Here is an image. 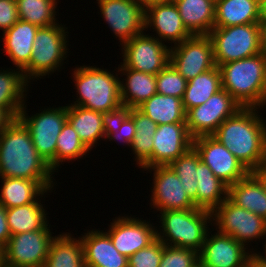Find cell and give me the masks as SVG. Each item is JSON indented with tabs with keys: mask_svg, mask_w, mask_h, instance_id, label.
<instances>
[{
	"mask_svg": "<svg viewBox=\"0 0 266 267\" xmlns=\"http://www.w3.org/2000/svg\"><path fill=\"white\" fill-rule=\"evenodd\" d=\"M260 109L240 108L212 135L250 172L259 168L266 149V120Z\"/></svg>",
	"mask_w": 266,
	"mask_h": 267,
	"instance_id": "6da1fadb",
	"label": "cell"
},
{
	"mask_svg": "<svg viewBox=\"0 0 266 267\" xmlns=\"http://www.w3.org/2000/svg\"><path fill=\"white\" fill-rule=\"evenodd\" d=\"M53 174L34 147L27 127L15 118L0 134V177L54 181Z\"/></svg>",
	"mask_w": 266,
	"mask_h": 267,
	"instance_id": "7a4b0ae2",
	"label": "cell"
},
{
	"mask_svg": "<svg viewBox=\"0 0 266 267\" xmlns=\"http://www.w3.org/2000/svg\"><path fill=\"white\" fill-rule=\"evenodd\" d=\"M78 67V68H77ZM110 71L97 66H76L72 74L77 99L73 106H82L101 112L110 118L124 110L120 96V77L116 70Z\"/></svg>",
	"mask_w": 266,
	"mask_h": 267,
	"instance_id": "3957f363",
	"label": "cell"
},
{
	"mask_svg": "<svg viewBox=\"0 0 266 267\" xmlns=\"http://www.w3.org/2000/svg\"><path fill=\"white\" fill-rule=\"evenodd\" d=\"M222 89L242 108L266 106V56L263 53L219 66Z\"/></svg>",
	"mask_w": 266,
	"mask_h": 267,
	"instance_id": "277c9868",
	"label": "cell"
},
{
	"mask_svg": "<svg viewBox=\"0 0 266 267\" xmlns=\"http://www.w3.org/2000/svg\"><path fill=\"white\" fill-rule=\"evenodd\" d=\"M159 213L161 225L160 228H156V238L164 245L192 249L198 253L201 251L210 231L209 225H212L210 211L194 208Z\"/></svg>",
	"mask_w": 266,
	"mask_h": 267,
	"instance_id": "5b68a950",
	"label": "cell"
},
{
	"mask_svg": "<svg viewBox=\"0 0 266 267\" xmlns=\"http://www.w3.org/2000/svg\"><path fill=\"white\" fill-rule=\"evenodd\" d=\"M67 28L62 23L39 27L33 43L30 62L22 69L29 83L32 82L31 80H39L46 75L49 77V74L62 69L61 66L69 53Z\"/></svg>",
	"mask_w": 266,
	"mask_h": 267,
	"instance_id": "8992f818",
	"label": "cell"
},
{
	"mask_svg": "<svg viewBox=\"0 0 266 267\" xmlns=\"http://www.w3.org/2000/svg\"><path fill=\"white\" fill-rule=\"evenodd\" d=\"M216 66L261 53L258 23L214 27L208 34Z\"/></svg>",
	"mask_w": 266,
	"mask_h": 267,
	"instance_id": "52a82bcc",
	"label": "cell"
},
{
	"mask_svg": "<svg viewBox=\"0 0 266 267\" xmlns=\"http://www.w3.org/2000/svg\"><path fill=\"white\" fill-rule=\"evenodd\" d=\"M26 107L27 104L21 109L18 118L27 127L38 154L55 173L57 138L67 121V106L44 108L31 116L28 115Z\"/></svg>",
	"mask_w": 266,
	"mask_h": 267,
	"instance_id": "ba28073f",
	"label": "cell"
},
{
	"mask_svg": "<svg viewBox=\"0 0 266 267\" xmlns=\"http://www.w3.org/2000/svg\"><path fill=\"white\" fill-rule=\"evenodd\" d=\"M211 214L215 230L233 237L247 249L249 242L251 244V241L266 239V220L251 211L236 206L228 198Z\"/></svg>",
	"mask_w": 266,
	"mask_h": 267,
	"instance_id": "9c48e42d",
	"label": "cell"
},
{
	"mask_svg": "<svg viewBox=\"0 0 266 267\" xmlns=\"http://www.w3.org/2000/svg\"><path fill=\"white\" fill-rule=\"evenodd\" d=\"M122 60L118 68H131L157 75L170 63L171 46L143 32L121 45Z\"/></svg>",
	"mask_w": 266,
	"mask_h": 267,
	"instance_id": "30bf717a",
	"label": "cell"
},
{
	"mask_svg": "<svg viewBox=\"0 0 266 267\" xmlns=\"http://www.w3.org/2000/svg\"><path fill=\"white\" fill-rule=\"evenodd\" d=\"M242 108L233 97L221 89L213 94L206 103L193 107L186 112V124L190 136H212L227 118Z\"/></svg>",
	"mask_w": 266,
	"mask_h": 267,
	"instance_id": "8fae6325",
	"label": "cell"
},
{
	"mask_svg": "<svg viewBox=\"0 0 266 267\" xmlns=\"http://www.w3.org/2000/svg\"><path fill=\"white\" fill-rule=\"evenodd\" d=\"M52 233L49 224L42 230L11 235L4 247L5 267H44L55 238Z\"/></svg>",
	"mask_w": 266,
	"mask_h": 267,
	"instance_id": "7c38bea8",
	"label": "cell"
},
{
	"mask_svg": "<svg viewBox=\"0 0 266 267\" xmlns=\"http://www.w3.org/2000/svg\"><path fill=\"white\" fill-rule=\"evenodd\" d=\"M170 64L187 80L214 68L213 45L208 35H192L172 45Z\"/></svg>",
	"mask_w": 266,
	"mask_h": 267,
	"instance_id": "4fadbf2b",
	"label": "cell"
},
{
	"mask_svg": "<svg viewBox=\"0 0 266 267\" xmlns=\"http://www.w3.org/2000/svg\"><path fill=\"white\" fill-rule=\"evenodd\" d=\"M97 1L101 18H104L120 45L145 31V8L135 0Z\"/></svg>",
	"mask_w": 266,
	"mask_h": 267,
	"instance_id": "5bb4252c",
	"label": "cell"
},
{
	"mask_svg": "<svg viewBox=\"0 0 266 267\" xmlns=\"http://www.w3.org/2000/svg\"><path fill=\"white\" fill-rule=\"evenodd\" d=\"M153 171V184L151 187L150 206L156 212L166 210H187L196 208L193 200L185 192L183 182L168 166H152L143 171ZM153 206V207H152Z\"/></svg>",
	"mask_w": 266,
	"mask_h": 267,
	"instance_id": "9a60e30c",
	"label": "cell"
},
{
	"mask_svg": "<svg viewBox=\"0 0 266 267\" xmlns=\"http://www.w3.org/2000/svg\"><path fill=\"white\" fill-rule=\"evenodd\" d=\"M193 147L214 175L228 186L250 173L242 162L213 136L194 138Z\"/></svg>",
	"mask_w": 266,
	"mask_h": 267,
	"instance_id": "2e32d148",
	"label": "cell"
},
{
	"mask_svg": "<svg viewBox=\"0 0 266 267\" xmlns=\"http://www.w3.org/2000/svg\"><path fill=\"white\" fill-rule=\"evenodd\" d=\"M137 218L132 215L115 217L106 232L118 252L127 258L156 239L157 227L150 219Z\"/></svg>",
	"mask_w": 266,
	"mask_h": 267,
	"instance_id": "e0dca14e",
	"label": "cell"
},
{
	"mask_svg": "<svg viewBox=\"0 0 266 267\" xmlns=\"http://www.w3.org/2000/svg\"><path fill=\"white\" fill-rule=\"evenodd\" d=\"M216 231L214 234L208 232L199 252V261L205 267H248L253 248L247 250L233 237Z\"/></svg>",
	"mask_w": 266,
	"mask_h": 267,
	"instance_id": "ac0fdd59",
	"label": "cell"
},
{
	"mask_svg": "<svg viewBox=\"0 0 266 267\" xmlns=\"http://www.w3.org/2000/svg\"><path fill=\"white\" fill-rule=\"evenodd\" d=\"M145 31L152 28L154 36L163 43L174 45L182 43L192 34L187 30L182 22L178 8L173 0L160 1L149 4L145 7L144 16ZM147 29V30H146ZM170 41V42H169Z\"/></svg>",
	"mask_w": 266,
	"mask_h": 267,
	"instance_id": "d6986e66",
	"label": "cell"
},
{
	"mask_svg": "<svg viewBox=\"0 0 266 267\" xmlns=\"http://www.w3.org/2000/svg\"><path fill=\"white\" fill-rule=\"evenodd\" d=\"M193 147L186 122L158 125L153 136L152 166H168Z\"/></svg>",
	"mask_w": 266,
	"mask_h": 267,
	"instance_id": "ffe728a7",
	"label": "cell"
},
{
	"mask_svg": "<svg viewBox=\"0 0 266 267\" xmlns=\"http://www.w3.org/2000/svg\"><path fill=\"white\" fill-rule=\"evenodd\" d=\"M86 267H128V258L114 247L106 230H88L80 237Z\"/></svg>",
	"mask_w": 266,
	"mask_h": 267,
	"instance_id": "44dd1931",
	"label": "cell"
},
{
	"mask_svg": "<svg viewBox=\"0 0 266 267\" xmlns=\"http://www.w3.org/2000/svg\"><path fill=\"white\" fill-rule=\"evenodd\" d=\"M67 121L90 151L101 139L106 141L109 116L82 106L67 104Z\"/></svg>",
	"mask_w": 266,
	"mask_h": 267,
	"instance_id": "7402d4cb",
	"label": "cell"
},
{
	"mask_svg": "<svg viewBox=\"0 0 266 267\" xmlns=\"http://www.w3.org/2000/svg\"><path fill=\"white\" fill-rule=\"evenodd\" d=\"M0 180L2 182L0 204L6 209L42 199L45 194L52 192L54 185L57 184L53 181H35L25 178L0 177Z\"/></svg>",
	"mask_w": 266,
	"mask_h": 267,
	"instance_id": "603a6c76",
	"label": "cell"
},
{
	"mask_svg": "<svg viewBox=\"0 0 266 267\" xmlns=\"http://www.w3.org/2000/svg\"><path fill=\"white\" fill-rule=\"evenodd\" d=\"M39 26L19 20L3 32V50L18 69L22 70L31 59L33 43Z\"/></svg>",
	"mask_w": 266,
	"mask_h": 267,
	"instance_id": "cb8c5ba5",
	"label": "cell"
},
{
	"mask_svg": "<svg viewBox=\"0 0 266 267\" xmlns=\"http://www.w3.org/2000/svg\"><path fill=\"white\" fill-rule=\"evenodd\" d=\"M120 77V96L124 110L137 108L157 93L156 75L131 68H117Z\"/></svg>",
	"mask_w": 266,
	"mask_h": 267,
	"instance_id": "d4e9b609",
	"label": "cell"
},
{
	"mask_svg": "<svg viewBox=\"0 0 266 267\" xmlns=\"http://www.w3.org/2000/svg\"><path fill=\"white\" fill-rule=\"evenodd\" d=\"M228 199L236 206L266 220V191L261 180L253 172L228 186Z\"/></svg>",
	"mask_w": 266,
	"mask_h": 267,
	"instance_id": "484cf974",
	"label": "cell"
},
{
	"mask_svg": "<svg viewBox=\"0 0 266 267\" xmlns=\"http://www.w3.org/2000/svg\"><path fill=\"white\" fill-rule=\"evenodd\" d=\"M192 35H208L215 23V0H173Z\"/></svg>",
	"mask_w": 266,
	"mask_h": 267,
	"instance_id": "4316f807",
	"label": "cell"
},
{
	"mask_svg": "<svg viewBox=\"0 0 266 267\" xmlns=\"http://www.w3.org/2000/svg\"><path fill=\"white\" fill-rule=\"evenodd\" d=\"M260 0H216L214 27L259 23Z\"/></svg>",
	"mask_w": 266,
	"mask_h": 267,
	"instance_id": "83f0119b",
	"label": "cell"
},
{
	"mask_svg": "<svg viewBox=\"0 0 266 267\" xmlns=\"http://www.w3.org/2000/svg\"><path fill=\"white\" fill-rule=\"evenodd\" d=\"M124 111L134 120L136 128L134 139L130 144L136 164L142 169L152 167L153 136L158 124L138 108H130Z\"/></svg>",
	"mask_w": 266,
	"mask_h": 267,
	"instance_id": "f1b7e54d",
	"label": "cell"
},
{
	"mask_svg": "<svg viewBox=\"0 0 266 267\" xmlns=\"http://www.w3.org/2000/svg\"><path fill=\"white\" fill-rule=\"evenodd\" d=\"M0 70V108L6 109L14 118L26 104L29 82L22 70L15 68Z\"/></svg>",
	"mask_w": 266,
	"mask_h": 267,
	"instance_id": "f546056e",
	"label": "cell"
},
{
	"mask_svg": "<svg viewBox=\"0 0 266 267\" xmlns=\"http://www.w3.org/2000/svg\"><path fill=\"white\" fill-rule=\"evenodd\" d=\"M44 267H86L83 245L71 233H61L51 241Z\"/></svg>",
	"mask_w": 266,
	"mask_h": 267,
	"instance_id": "4dcf8cb0",
	"label": "cell"
},
{
	"mask_svg": "<svg viewBox=\"0 0 266 267\" xmlns=\"http://www.w3.org/2000/svg\"><path fill=\"white\" fill-rule=\"evenodd\" d=\"M196 208L212 212L228 198V185L201 160L197 166Z\"/></svg>",
	"mask_w": 266,
	"mask_h": 267,
	"instance_id": "1f68e13d",
	"label": "cell"
},
{
	"mask_svg": "<svg viewBox=\"0 0 266 267\" xmlns=\"http://www.w3.org/2000/svg\"><path fill=\"white\" fill-rule=\"evenodd\" d=\"M43 205L41 199H38L30 204L6 209L11 235L44 229L49 224V216Z\"/></svg>",
	"mask_w": 266,
	"mask_h": 267,
	"instance_id": "d6a6232c",
	"label": "cell"
},
{
	"mask_svg": "<svg viewBox=\"0 0 266 267\" xmlns=\"http://www.w3.org/2000/svg\"><path fill=\"white\" fill-rule=\"evenodd\" d=\"M137 108L158 125L186 122L181 98L156 93Z\"/></svg>",
	"mask_w": 266,
	"mask_h": 267,
	"instance_id": "836d02e7",
	"label": "cell"
},
{
	"mask_svg": "<svg viewBox=\"0 0 266 267\" xmlns=\"http://www.w3.org/2000/svg\"><path fill=\"white\" fill-rule=\"evenodd\" d=\"M221 89V72L218 66L189 80L182 97L185 112L193 107L206 103L213 94Z\"/></svg>",
	"mask_w": 266,
	"mask_h": 267,
	"instance_id": "e575fe53",
	"label": "cell"
},
{
	"mask_svg": "<svg viewBox=\"0 0 266 267\" xmlns=\"http://www.w3.org/2000/svg\"><path fill=\"white\" fill-rule=\"evenodd\" d=\"M58 3V0H16L19 20L39 27L58 24L59 20H56Z\"/></svg>",
	"mask_w": 266,
	"mask_h": 267,
	"instance_id": "d590c367",
	"label": "cell"
},
{
	"mask_svg": "<svg viewBox=\"0 0 266 267\" xmlns=\"http://www.w3.org/2000/svg\"><path fill=\"white\" fill-rule=\"evenodd\" d=\"M90 153V150L84 145L78 137L77 132L72 125L66 121L57 138L56 155H55V172L64 162L70 163L76 159H83ZM63 162V164H62ZM61 163V164H60Z\"/></svg>",
	"mask_w": 266,
	"mask_h": 267,
	"instance_id": "8d00e7d4",
	"label": "cell"
},
{
	"mask_svg": "<svg viewBox=\"0 0 266 267\" xmlns=\"http://www.w3.org/2000/svg\"><path fill=\"white\" fill-rule=\"evenodd\" d=\"M201 161L199 153L191 147L186 153L175 159L169 166L173 169L180 181L183 182L185 192L193 200L196 207L197 194V166Z\"/></svg>",
	"mask_w": 266,
	"mask_h": 267,
	"instance_id": "74e56055",
	"label": "cell"
},
{
	"mask_svg": "<svg viewBox=\"0 0 266 267\" xmlns=\"http://www.w3.org/2000/svg\"><path fill=\"white\" fill-rule=\"evenodd\" d=\"M187 82L188 81L169 63L156 75L157 93L182 99Z\"/></svg>",
	"mask_w": 266,
	"mask_h": 267,
	"instance_id": "f35d334b",
	"label": "cell"
},
{
	"mask_svg": "<svg viewBox=\"0 0 266 267\" xmlns=\"http://www.w3.org/2000/svg\"><path fill=\"white\" fill-rule=\"evenodd\" d=\"M136 128L134 120L123 110L110 118L106 139L109 141H122L123 145L130 147Z\"/></svg>",
	"mask_w": 266,
	"mask_h": 267,
	"instance_id": "ab89813d",
	"label": "cell"
},
{
	"mask_svg": "<svg viewBox=\"0 0 266 267\" xmlns=\"http://www.w3.org/2000/svg\"><path fill=\"white\" fill-rule=\"evenodd\" d=\"M198 262V252L162 243V258L159 267H193Z\"/></svg>",
	"mask_w": 266,
	"mask_h": 267,
	"instance_id": "60d3db41",
	"label": "cell"
},
{
	"mask_svg": "<svg viewBox=\"0 0 266 267\" xmlns=\"http://www.w3.org/2000/svg\"><path fill=\"white\" fill-rule=\"evenodd\" d=\"M162 258V242L156 238L128 258V267H159Z\"/></svg>",
	"mask_w": 266,
	"mask_h": 267,
	"instance_id": "b9f144b4",
	"label": "cell"
},
{
	"mask_svg": "<svg viewBox=\"0 0 266 267\" xmlns=\"http://www.w3.org/2000/svg\"><path fill=\"white\" fill-rule=\"evenodd\" d=\"M18 21L16 0H0V30L5 32Z\"/></svg>",
	"mask_w": 266,
	"mask_h": 267,
	"instance_id": "7bdbcfd3",
	"label": "cell"
},
{
	"mask_svg": "<svg viewBox=\"0 0 266 267\" xmlns=\"http://www.w3.org/2000/svg\"><path fill=\"white\" fill-rule=\"evenodd\" d=\"M10 236L11 233L7 223L6 208L0 204V244L5 247Z\"/></svg>",
	"mask_w": 266,
	"mask_h": 267,
	"instance_id": "ee69618b",
	"label": "cell"
},
{
	"mask_svg": "<svg viewBox=\"0 0 266 267\" xmlns=\"http://www.w3.org/2000/svg\"><path fill=\"white\" fill-rule=\"evenodd\" d=\"M15 118L3 108H0V134Z\"/></svg>",
	"mask_w": 266,
	"mask_h": 267,
	"instance_id": "f6af8a7d",
	"label": "cell"
},
{
	"mask_svg": "<svg viewBox=\"0 0 266 267\" xmlns=\"http://www.w3.org/2000/svg\"><path fill=\"white\" fill-rule=\"evenodd\" d=\"M254 251L249 258L248 267H266V261L260 256L258 251Z\"/></svg>",
	"mask_w": 266,
	"mask_h": 267,
	"instance_id": "bcb514c9",
	"label": "cell"
},
{
	"mask_svg": "<svg viewBox=\"0 0 266 267\" xmlns=\"http://www.w3.org/2000/svg\"><path fill=\"white\" fill-rule=\"evenodd\" d=\"M261 53L266 56V21H259Z\"/></svg>",
	"mask_w": 266,
	"mask_h": 267,
	"instance_id": "7dc6e473",
	"label": "cell"
},
{
	"mask_svg": "<svg viewBox=\"0 0 266 267\" xmlns=\"http://www.w3.org/2000/svg\"><path fill=\"white\" fill-rule=\"evenodd\" d=\"M253 173L257 177H266V149H265L264 155L262 157V161H261L259 168L255 171H253Z\"/></svg>",
	"mask_w": 266,
	"mask_h": 267,
	"instance_id": "c3c4849f",
	"label": "cell"
},
{
	"mask_svg": "<svg viewBox=\"0 0 266 267\" xmlns=\"http://www.w3.org/2000/svg\"><path fill=\"white\" fill-rule=\"evenodd\" d=\"M259 21H266V0H260V19Z\"/></svg>",
	"mask_w": 266,
	"mask_h": 267,
	"instance_id": "681fc988",
	"label": "cell"
},
{
	"mask_svg": "<svg viewBox=\"0 0 266 267\" xmlns=\"http://www.w3.org/2000/svg\"><path fill=\"white\" fill-rule=\"evenodd\" d=\"M135 1L141 4L145 8L149 4L160 2V1H168V0H135Z\"/></svg>",
	"mask_w": 266,
	"mask_h": 267,
	"instance_id": "f907efd6",
	"label": "cell"
},
{
	"mask_svg": "<svg viewBox=\"0 0 266 267\" xmlns=\"http://www.w3.org/2000/svg\"><path fill=\"white\" fill-rule=\"evenodd\" d=\"M0 267H5L4 246L0 244Z\"/></svg>",
	"mask_w": 266,
	"mask_h": 267,
	"instance_id": "816d5d0a",
	"label": "cell"
},
{
	"mask_svg": "<svg viewBox=\"0 0 266 267\" xmlns=\"http://www.w3.org/2000/svg\"><path fill=\"white\" fill-rule=\"evenodd\" d=\"M264 248H263V253H265V255H263V253L261 254V252H258L260 254V256L266 261V243L263 245Z\"/></svg>",
	"mask_w": 266,
	"mask_h": 267,
	"instance_id": "f5cc1de1",
	"label": "cell"
},
{
	"mask_svg": "<svg viewBox=\"0 0 266 267\" xmlns=\"http://www.w3.org/2000/svg\"><path fill=\"white\" fill-rule=\"evenodd\" d=\"M258 178L261 180L262 184L264 185L265 191H266V177H258Z\"/></svg>",
	"mask_w": 266,
	"mask_h": 267,
	"instance_id": "db71d44e",
	"label": "cell"
},
{
	"mask_svg": "<svg viewBox=\"0 0 266 267\" xmlns=\"http://www.w3.org/2000/svg\"><path fill=\"white\" fill-rule=\"evenodd\" d=\"M193 267H205V266L199 261Z\"/></svg>",
	"mask_w": 266,
	"mask_h": 267,
	"instance_id": "11a10c76",
	"label": "cell"
}]
</instances>
